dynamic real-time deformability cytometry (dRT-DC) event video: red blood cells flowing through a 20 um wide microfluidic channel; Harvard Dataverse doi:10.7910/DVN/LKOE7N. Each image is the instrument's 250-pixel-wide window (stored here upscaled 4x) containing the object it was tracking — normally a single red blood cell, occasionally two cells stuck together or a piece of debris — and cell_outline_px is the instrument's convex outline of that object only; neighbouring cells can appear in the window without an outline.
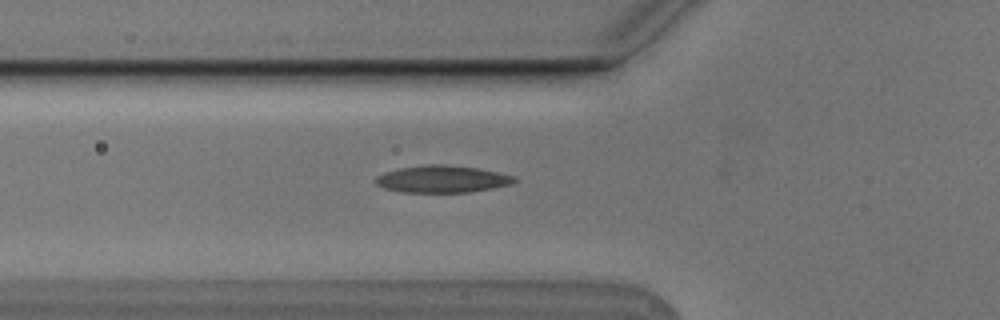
{"species": "Egyptian fruit bat (a non-hibernating species)", "species_latin": "Rousettus aegyptiacus", "temperature_condition": "cold", "stored_images_in_passage": 4, "camera_frame_rate_fps": 3000, "um_per_image_px": 0.085, "animal": {"sex": "male"}, "frame": {"image": 1, "passage_image": 4, "time_ms": 1.0, "image_size_px": [1000, 320], "cell_outline_px": [[516, 180], [512, 184], [472, 192], [400, 192], [384, 188], [376, 184], [376, 176], [384, 172], [400, 168], [428, 164], [444, 164], [476, 168], [516, 176]], "centroid_in_image_um": [37.58, 15.22], "position_along_channel_um": 88.2, "area_um2": 21.85}}